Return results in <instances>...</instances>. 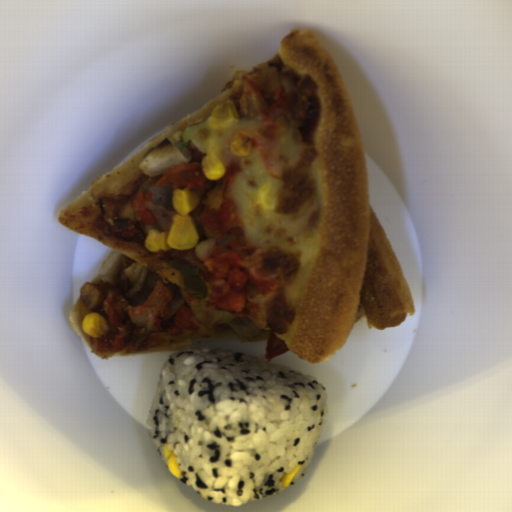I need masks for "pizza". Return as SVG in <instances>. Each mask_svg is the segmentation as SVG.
<instances>
[{
	"label": "pizza",
	"instance_id": "dd6c1bee",
	"mask_svg": "<svg viewBox=\"0 0 512 512\" xmlns=\"http://www.w3.org/2000/svg\"><path fill=\"white\" fill-rule=\"evenodd\" d=\"M224 165L217 181L201 160ZM189 188L198 243L150 252L149 229L169 231L174 189ZM111 249L85 281L69 320L102 358L179 350L199 342L265 341L328 360L363 317L383 330L415 315L403 270L370 204L364 146L344 80L317 35L291 30L277 54L235 71L215 98L106 173L57 217ZM207 288L187 295L169 262ZM160 274L139 307L123 293L143 269ZM108 329L89 337L86 314Z\"/></svg>",
	"mask_w": 512,
	"mask_h": 512
}]
</instances>
